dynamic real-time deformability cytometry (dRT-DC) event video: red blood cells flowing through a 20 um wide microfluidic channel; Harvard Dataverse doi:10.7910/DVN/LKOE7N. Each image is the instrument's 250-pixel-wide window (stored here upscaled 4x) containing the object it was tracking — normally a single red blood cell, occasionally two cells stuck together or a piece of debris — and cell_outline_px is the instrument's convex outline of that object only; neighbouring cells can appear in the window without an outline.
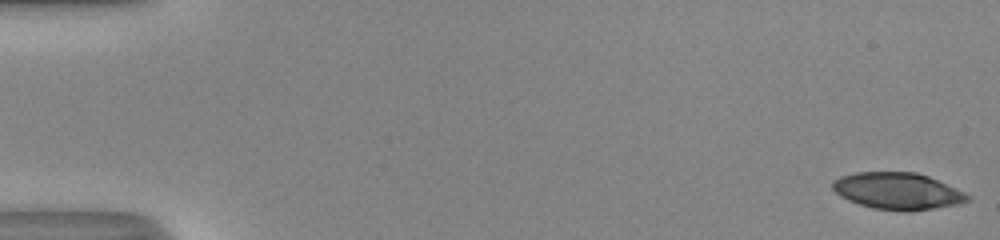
{"species": "human", "species_latin": "Homo sapiens", "temperature_condition": "room temperature", "stored_images_in_passage": 50, "camera_frame_rate_fps": 3000, "um_per_image_px": 0.085, "donor": {"sex": "male"}, "frame": {"image": 1, "passage_image": 1, "time_ms": 0.0, "image_size_px": [1000, 240], "cell_outline_px": [[972, 200], [956, 204], [932, 208], [872, 208], [848, 200], [840, 196], [832, 188], [832, 180], [840, 176], [856, 172], [916, 172], [928, 176], [956, 188], [972, 196]], "centroid_in_image_um": [76.27, 16.19], "position_along_channel_um": 8.7, "area_um2": 28.09}}
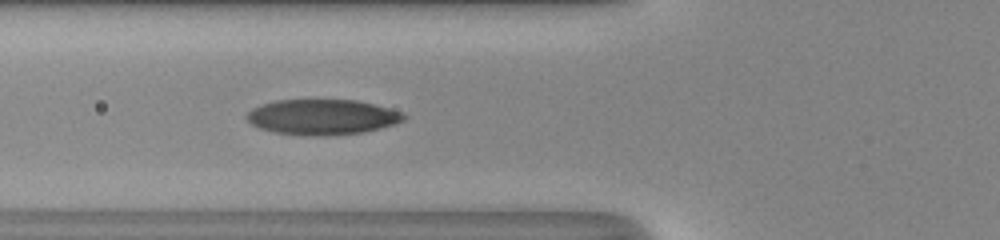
{"frame": {"image": 2, "passage_image": 19, "time_ms": 6.0, "image_size_px": [1000, 240], "cell_outline_px": [[408, 116], [404, 120], [396, 124], [364, 132], [328, 136], [304, 136], [272, 132], [260, 128], [252, 124], [244, 116], [252, 108], [260, 104], [276, 100], [356, 100], [404, 112]], "centroid_in_image_um": [27.39, 9.96], "position_along_channel_um": 98.4, "area_um2": 32.71}}
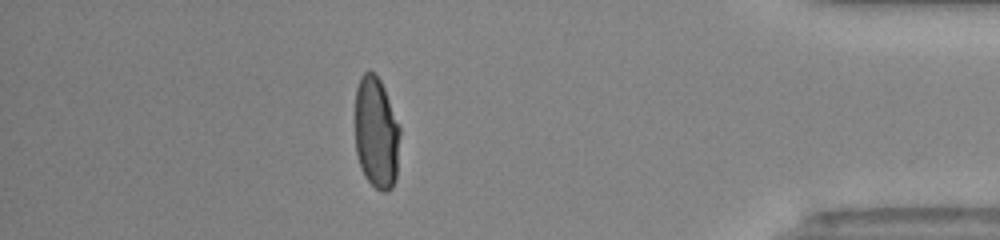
{"frame": {"image": 3, "passage_image": 44, "time_ms": 14.333, "image_size_px": [1000, 240], "cell_outline_px": [[400, 132], [396, 180], [392, 188], [388, 192], [380, 192], [364, 176], [360, 168], [356, 152], [356, 88], [360, 76], [364, 72], [372, 72], [380, 80], [384, 88], [400, 128]], "centroid_in_image_um": [31.99, 11.34], "position_along_channel_um": 403.2, "area_um2": 29.3}, "authors_computed_cell_mechanics": {"area_um2": 31.3565, "velocity_mm_per_s": 4.1362, "shape_relaxation_time_tau1_ms": 8.3751, "shape_relaxation_time_tau2_ms": 0.8664, "deformation_change_tau1": 0.2751, "deformation_change_tau2": 0.0634}}